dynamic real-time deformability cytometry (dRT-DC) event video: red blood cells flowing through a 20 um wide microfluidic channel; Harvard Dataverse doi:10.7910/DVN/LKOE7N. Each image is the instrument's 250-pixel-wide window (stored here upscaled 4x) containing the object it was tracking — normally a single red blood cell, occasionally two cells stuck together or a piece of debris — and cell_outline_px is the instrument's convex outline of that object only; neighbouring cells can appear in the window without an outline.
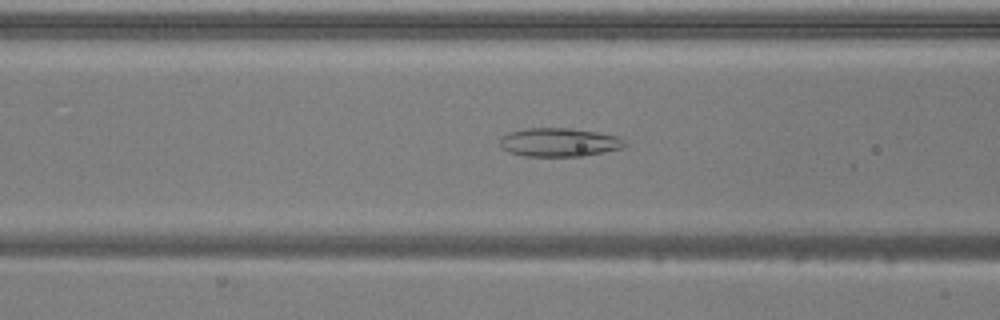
{"species": "common noctule bat (a hibernating species)", "species_latin": "Nyctalus noctula", "temperature_condition": "warm", "stored_images_in_passage": 51, "camera_frame_rate_fps": 3000, "um_per_image_px": 0.085, "animal": {"sex": "male", "body_mass_g": 20.5, "forearm_length_mm": 52.5}, "frame": {"image": 1, "passage_image": 20, "time_ms": 6.333, "image_size_px": [1000, 320], "cell_outline_px": [[628, 144], [624, 148], [584, 156], [524, 156], [508, 152], [500, 144], [500, 136], [508, 132], [524, 128], [572, 128], [600, 132], [620, 136]], "centroid_in_image_um": [47.57, 12.08], "position_along_channel_um": 119.0, "area_um2": 21.21}}
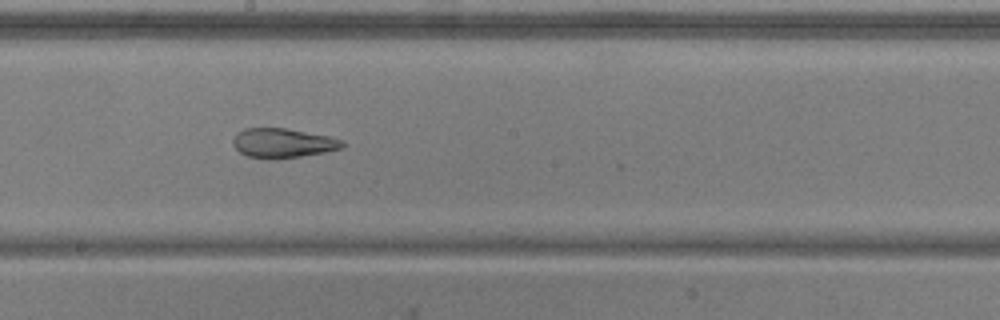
{"frame": {"image": 2, "passage_image": 28, "time_ms": 9.0, "image_size_px": [1000, 320], "cell_outline_px": [[348, 144], [344, 148], [324, 152], [300, 156], [268, 160], [248, 156], [240, 152], [232, 144], [232, 140], [236, 132], [244, 128], [284, 128], [328, 136], [344, 140]], "centroid_in_image_um": [24.05, 12.16], "position_along_channel_um": 224.2, "area_um2": 18.96}}
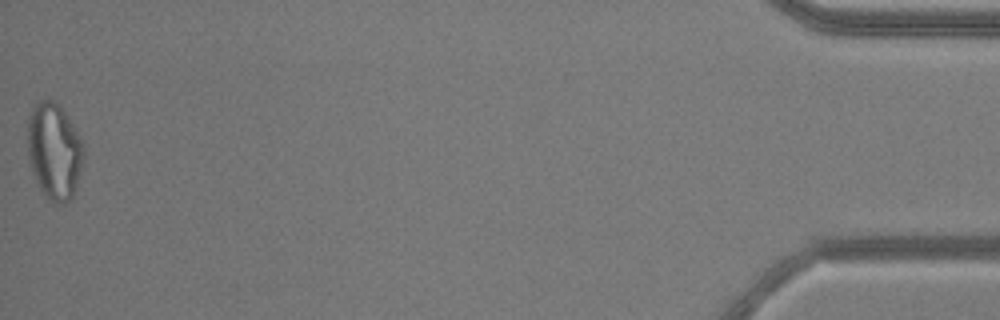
{"frame": {"image": 3, "passage_image": 51, "time_ms": 16.667, "image_size_px": [1000, 320], "cell_outline_px": [[84, 160], [72, 196], [64, 204], [52, 204], [48, 200], [40, 188], [32, 172], [28, 160], [28, 116], [36, 100], [52, 100], [60, 104], [76, 128], [84, 144]], "centroid_in_image_um": [4.61, 12.82], "position_along_channel_um": 430.6, "area_um2": 31.96}, "authors_computed_cell_mechanics": {"area_um2": 26.1834, "velocity_mm_per_s": 3.9226, "shape_relaxation_time_tau1_ms": null, "shape_relaxation_time_tau2_ms": 2.2816, "deformation_change_tau1": null, "deformation_change_tau2": 0.1133}}